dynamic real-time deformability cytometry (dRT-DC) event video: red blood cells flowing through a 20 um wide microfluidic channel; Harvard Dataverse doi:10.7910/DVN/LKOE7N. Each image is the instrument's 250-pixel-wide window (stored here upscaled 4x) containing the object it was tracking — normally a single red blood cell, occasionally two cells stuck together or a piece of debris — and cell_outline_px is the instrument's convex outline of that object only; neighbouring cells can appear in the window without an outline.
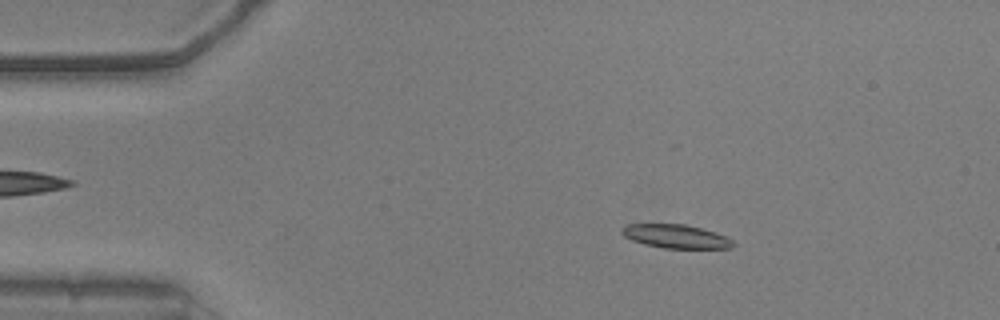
{"species": "common noctule bat (a hibernating species)", "species_latin": "Nyctalus noctula", "temperature_condition": "warm", "stored_images_in_passage": 53, "camera_frame_rate_fps": 3000, "um_per_image_px": 0.085, "animal": {"sex": "male", "body_mass_g": 20.5, "forearm_length_mm": 52.5}, "frame": {"image": 1, "passage_image": 9, "time_ms": 2.667, "image_size_px": [1000, 320], "cell_outline_px": [[736, 244], [732, 248], [664, 248], [644, 244], [632, 240], [624, 236], [620, 232], [628, 224], [684, 224], [716, 232], [728, 236]], "centroid_in_image_um": [57.5, 20.09], "position_along_channel_um": 27.5, "area_um2": 15.32}}
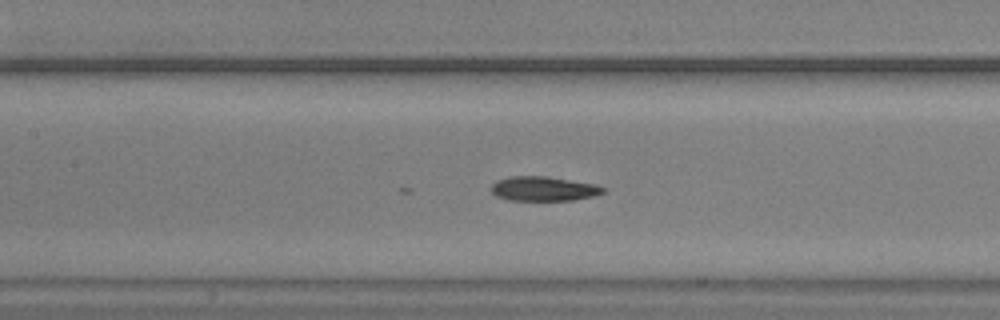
{"frame": {"image": 2, "passage_image": 24, "time_ms": 7.667, "image_size_px": [1000, 320], "cell_outline_px": [[604, 192], [592, 196], [572, 200], [508, 200], [496, 196], [488, 188], [496, 180], [508, 176], [548, 176], [596, 184], [604, 188]], "centroid_in_image_um": [46.14, 16.03], "position_along_channel_um": 161.3, "area_um2": 16.07}}
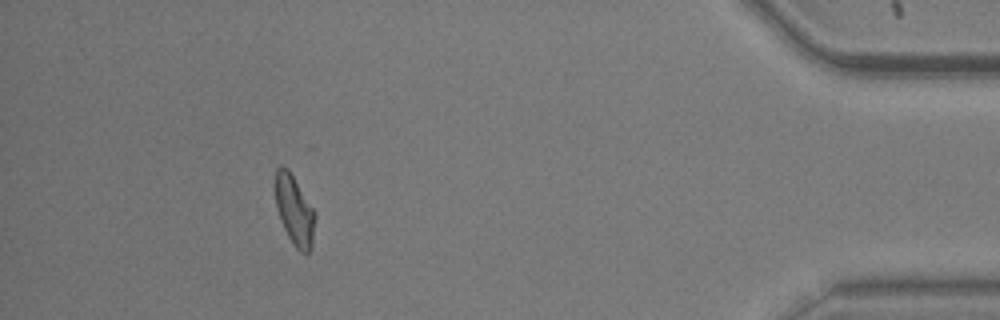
{"frame": {"image": 3, "passage_image": 48, "time_ms": 15.667, "image_size_px": [1000, 320], "cell_outline_px": [[316, 216], [312, 248], [308, 252], [300, 252], [292, 244], [284, 228], [276, 208], [276, 168], [288, 168], [316, 212]], "centroid_in_image_um": [25.06, 17.92], "position_along_channel_um": 410.1, "area_um2": 16.07}, "authors_computed_cell_mechanics": {"area_um2": 16.3574, "velocity_mm_per_s": 3.8404, "shape_relaxation_time_tau1_ms": null, "shape_relaxation_time_tau2_ms": 7.4707, "deformation_change_tau1": null, "deformation_change_tau2": 0.1488}}